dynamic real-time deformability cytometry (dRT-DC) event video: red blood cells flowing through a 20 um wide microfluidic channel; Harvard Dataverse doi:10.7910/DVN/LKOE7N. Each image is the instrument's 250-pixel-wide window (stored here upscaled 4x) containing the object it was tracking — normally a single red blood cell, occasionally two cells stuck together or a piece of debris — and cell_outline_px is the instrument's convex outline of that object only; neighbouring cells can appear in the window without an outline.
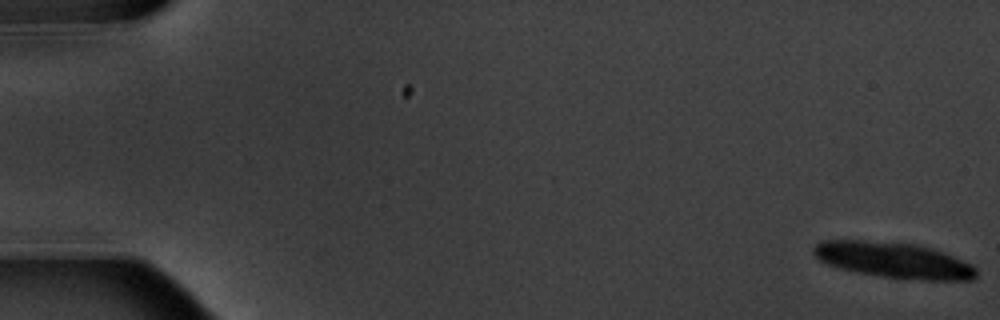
{"species": "common noctule bat (a hibernating species)", "species_latin": "Nyctalus noctula", "temperature_condition": "warm", "stored_images_in_passage": 6, "camera_frame_rate_fps": 3000, "um_per_image_px": 0.085, "animal": {"sex": "male", "body_mass_g": 20.1, "forearm_length_mm": 53.5}, "frame": {"image": 1, "passage_image": 1, "time_ms": 0.0, "image_size_px": [1000, 320], "cell_outline_px": [[976, 276], [972, 280], [900, 280], [856, 272], [840, 268], [828, 264], [820, 260], [812, 252], [812, 248], [820, 240], [860, 240], [916, 244], [932, 248], [944, 252], [972, 264], [976, 268]], "centroid_in_image_um": [75.97, 22.12], "position_along_channel_um": 9.0, "area_um2": 34.28}}